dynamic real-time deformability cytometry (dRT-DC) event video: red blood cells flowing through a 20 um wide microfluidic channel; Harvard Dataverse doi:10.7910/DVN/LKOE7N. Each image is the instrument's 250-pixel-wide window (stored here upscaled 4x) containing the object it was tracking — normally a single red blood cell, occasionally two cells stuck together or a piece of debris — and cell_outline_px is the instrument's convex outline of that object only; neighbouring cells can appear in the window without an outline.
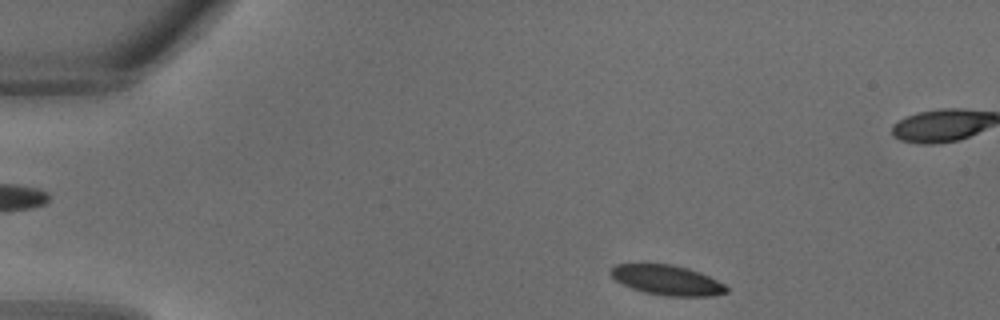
{"species": "common noctule bat (a hibernating species)", "species_latin": "Nyctalus noctula", "temperature_condition": "warm", "stored_images_in_passage": 29, "segment_of_instrument_passage": [1, 2], "camera_frame_rate_fps": 3000, "um_per_image_px": 0.085, "animal": {"sex": "male", "body_mass_g": 18.8}, "frame": {"image": 1, "passage_image": 1, "time_ms": 0.0, "image_size_px": [1000, 320], "cell_outline_px": [[728, 292], [712, 296], [668, 296], [644, 292], [632, 288], [616, 280], [608, 272], [616, 264], [672, 264], [688, 268], [700, 272], [724, 284], [728, 288]], "centroid_in_image_um": [56.71, 23.81], "position_along_channel_um": 28.3, "area_um2": 20.06}}
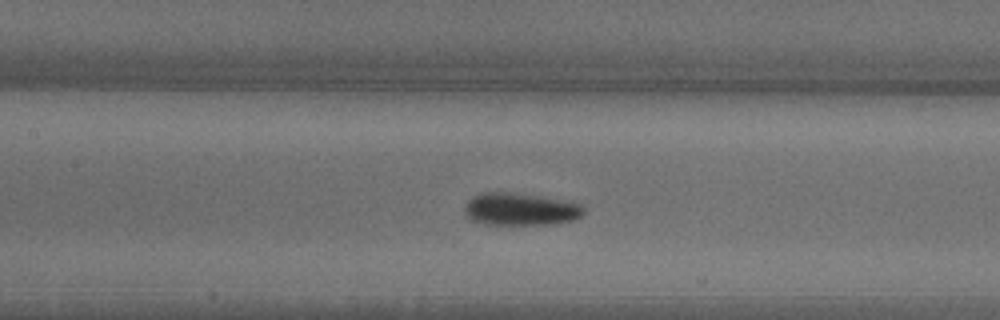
{"frame": {"image": 2, "passage_image": 11, "time_ms": 3.333, "image_size_px": [1000, 320], "cell_outline_px": [[584, 212], [576, 220], [552, 224], [484, 224], [472, 220], [464, 212], [464, 208], [468, 200], [472, 196], [480, 192], [512, 192], [540, 196], [584, 204]], "centroid_in_image_um": [44.24, 17.77], "position_along_channel_um": 163.2, "area_um2": 22.72}}
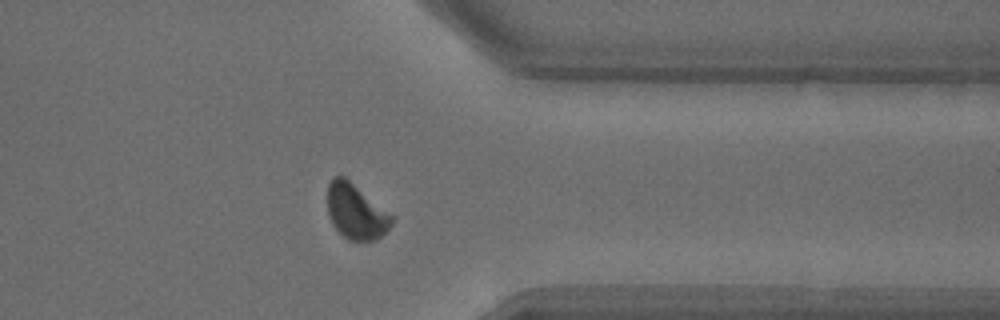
{"frame": {"image": 3, "passage_image": 22, "time_ms": 7.0, "image_size_px": [1000, 320], "cell_outline_px": [[392, 224], [376, 240], [348, 240], [332, 224], [328, 212], [328, 184], [336, 176], [344, 176], [392, 216]], "centroid_in_image_um": [30.22, 17.99], "position_along_channel_um": 381.2, "area_um2": 19.94}}